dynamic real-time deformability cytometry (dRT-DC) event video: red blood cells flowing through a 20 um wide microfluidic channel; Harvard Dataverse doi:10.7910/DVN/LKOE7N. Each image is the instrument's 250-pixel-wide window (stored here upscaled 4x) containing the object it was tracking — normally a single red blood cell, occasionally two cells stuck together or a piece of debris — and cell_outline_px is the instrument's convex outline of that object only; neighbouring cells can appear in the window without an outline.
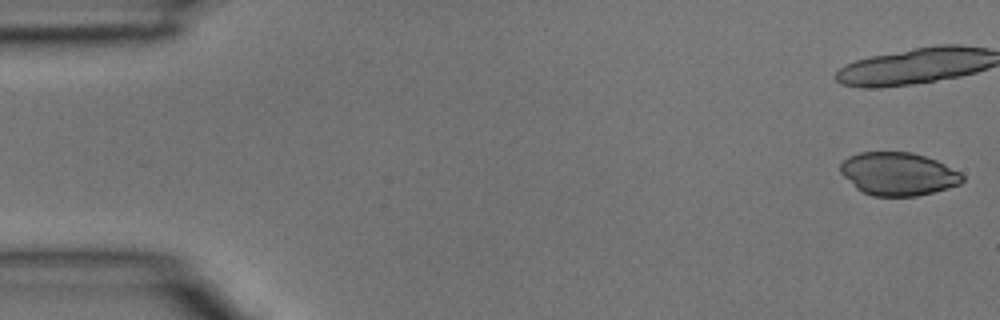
{"species": "common noctule bat (a hibernating species)", "species_latin": "Nyctalus noctula", "temperature_condition": "room temperature", "stored_images_in_passage": 4, "camera_frame_rate_fps": 3000, "um_per_image_px": 0.085, "animal": {"sex": "male", "body_mass_g": 15.6}, "frame": {"image": 1, "passage_image": 1, "time_ms": 0.0, "image_size_px": [1000, 320], "cell_outline_px": [[964, 180], [960, 184], [948, 188], [916, 196], [872, 196], [856, 188], [840, 172], [840, 164], [848, 156], [860, 152], [912, 152], [936, 160], [960, 172], [964, 176]], "centroid_in_image_um": [76.34, 14.78], "position_along_channel_um": 8.7, "area_um2": 30.52}}